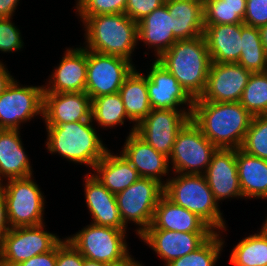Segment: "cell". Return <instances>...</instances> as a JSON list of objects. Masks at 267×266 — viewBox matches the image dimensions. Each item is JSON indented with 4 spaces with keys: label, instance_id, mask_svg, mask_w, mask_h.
<instances>
[{
    "label": "cell",
    "instance_id": "7c38bea8",
    "mask_svg": "<svg viewBox=\"0 0 267 266\" xmlns=\"http://www.w3.org/2000/svg\"><path fill=\"white\" fill-rule=\"evenodd\" d=\"M193 109H152L136 125L135 133L156 151L169 157L178 132L191 119Z\"/></svg>",
    "mask_w": 267,
    "mask_h": 266
},
{
    "label": "cell",
    "instance_id": "8fae6325",
    "mask_svg": "<svg viewBox=\"0 0 267 266\" xmlns=\"http://www.w3.org/2000/svg\"><path fill=\"white\" fill-rule=\"evenodd\" d=\"M43 86H23L14 79L0 95V129L20 130L22 123L43 116Z\"/></svg>",
    "mask_w": 267,
    "mask_h": 266
},
{
    "label": "cell",
    "instance_id": "8992f818",
    "mask_svg": "<svg viewBox=\"0 0 267 266\" xmlns=\"http://www.w3.org/2000/svg\"><path fill=\"white\" fill-rule=\"evenodd\" d=\"M126 231L90 223L66 239L86 259L121 266L132 259L125 240Z\"/></svg>",
    "mask_w": 267,
    "mask_h": 266
},
{
    "label": "cell",
    "instance_id": "ffe728a7",
    "mask_svg": "<svg viewBox=\"0 0 267 266\" xmlns=\"http://www.w3.org/2000/svg\"><path fill=\"white\" fill-rule=\"evenodd\" d=\"M120 153L130 162L142 178L157 180L163 186L162 177L169 174V157L156 151L135 132H129Z\"/></svg>",
    "mask_w": 267,
    "mask_h": 266
},
{
    "label": "cell",
    "instance_id": "9c48e42d",
    "mask_svg": "<svg viewBox=\"0 0 267 266\" xmlns=\"http://www.w3.org/2000/svg\"><path fill=\"white\" fill-rule=\"evenodd\" d=\"M164 194V186L157 180L139 178L125 190L117 193L116 200L120 218L127 228L129 221L139 227L140 236L152 223L155 208Z\"/></svg>",
    "mask_w": 267,
    "mask_h": 266
},
{
    "label": "cell",
    "instance_id": "d6a6232c",
    "mask_svg": "<svg viewBox=\"0 0 267 266\" xmlns=\"http://www.w3.org/2000/svg\"><path fill=\"white\" fill-rule=\"evenodd\" d=\"M246 0H203L204 25L243 23Z\"/></svg>",
    "mask_w": 267,
    "mask_h": 266
},
{
    "label": "cell",
    "instance_id": "bcb514c9",
    "mask_svg": "<svg viewBox=\"0 0 267 266\" xmlns=\"http://www.w3.org/2000/svg\"><path fill=\"white\" fill-rule=\"evenodd\" d=\"M259 30H260V35H261V41H262L264 48L267 52V24L260 27Z\"/></svg>",
    "mask_w": 267,
    "mask_h": 266
},
{
    "label": "cell",
    "instance_id": "74e56055",
    "mask_svg": "<svg viewBox=\"0 0 267 266\" xmlns=\"http://www.w3.org/2000/svg\"><path fill=\"white\" fill-rule=\"evenodd\" d=\"M11 18H0V51L3 53L18 52L24 46L20 30L12 23Z\"/></svg>",
    "mask_w": 267,
    "mask_h": 266
},
{
    "label": "cell",
    "instance_id": "1f68e13d",
    "mask_svg": "<svg viewBox=\"0 0 267 266\" xmlns=\"http://www.w3.org/2000/svg\"><path fill=\"white\" fill-rule=\"evenodd\" d=\"M91 119L98 127L113 128L124 125L125 119L133 122L126 113L119 93L98 96L91 100Z\"/></svg>",
    "mask_w": 267,
    "mask_h": 266
},
{
    "label": "cell",
    "instance_id": "f1b7e54d",
    "mask_svg": "<svg viewBox=\"0 0 267 266\" xmlns=\"http://www.w3.org/2000/svg\"><path fill=\"white\" fill-rule=\"evenodd\" d=\"M139 73L136 67L126 77L119 94L122 98L127 116L133 121L131 133L152 110L147 89V76Z\"/></svg>",
    "mask_w": 267,
    "mask_h": 266
},
{
    "label": "cell",
    "instance_id": "7a4b0ae2",
    "mask_svg": "<svg viewBox=\"0 0 267 266\" xmlns=\"http://www.w3.org/2000/svg\"><path fill=\"white\" fill-rule=\"evenodd\" d=\"M193 98L197 99L204 93L211 58L204 35L177 40L158 59Z\"/></svg>",
    "mask_w": 267,
    "mask_h": 266
},
{
    "label": "cell",
    "instance_id": "52a82bcc",
    "mask_svg": "<svg viewBox=\"0 0 267 266\" xmlns=\"http://www.w3.org/2000/svg\"><path fill=\"white\" fill-rule=\"evenodd\" d=\"M33 175L9 179L0 184L6 202L7 218L11 228L37 226L43 219L45 198Z\"/></svg>",
    "mask_w": 267,
    "mask_h": 266
},
{
    "label": "cell",
    "instance_id": "4dcf8cb0",
    "mask_svg": "<svg viewBox=\"0 0 267 266\" xmlns=\"http://www.w3.org/2000/svg\"><path fill=\"white\" fill-rule=\"evenodd\" d=\"M242 49L237 63L252 73L266 72L267 52L259 28L241 23Z\"/></svg>",
    "mask_w": 267,
    "mask_h": 266
},
{
    "label": "cell",
    "instance_id": "c3c4849f",
    "mask_svg": "<svg viewBox=\"0 0 267 266\" xmlns=\"http://www.w3.org/2000/svg\"><path fill=\"white\" fill-rule=\"evenodd\" d=\"M121 266H143V265L140 264L139 261H136L134 258H132V259L129 260L126 264L121 265Z\"/></svg>",
    "mask_w": 267,
    "mask_h": 266
},
{
    "label": "cell",
    "instance_id": "277c9868",
    "mask_svg": "<svg viewBox=\"0 0 267 266\" xmlns=\"http://www.w3.org/2000/svg\"><path fill=\"white\" fill-rule=\"evenodd\" d=\"M92 120L70 122L60 125H46V148L51 154H59L72 163L92 167L106 154Z\"/></svg>",
    "mask_w": 267,
    "mask_h": 266
},
{
    "label": "cell",
    "instance_id": "ac0fdd59",
    "mask_svg": "<svg viewBox=\"0 0 267 266\" xmlns=\"http://www.w3.org/2000/svg\"><path fill=\"white\" fill-rule=\"evenodd\" d=\"M64 55L55 69L44 93L85 92L87 80V49L82 47L66 48Z\"/></svg>",
    "mask_w": 267,
    "mask_h": 266
},
{
    "label": "cell",
    "instance_id": "b9f144b4",
    "mask_svg": "<svg viewBox=\"0 0 267 266\" xmlns=\"http://www.w3.org/2000/svg\"><path fill=\"white\" fill-rule=\"evenodd\" d=\"M17 266H56V246L51 251L33 256Z\"/></svg>",
    "mask_w": 267,
    "mask_h": 266
},
{
    "label": "cell",
    "instance_id": "7dc6e473",
    "mask_svg": "<svg viewBox=\"0 0 267 266\" xmlns=\"http://www.w3.org/2000/svg\"><path fill=\"white\" fill-rule=\"evenodd\" d=\"M83 266H111V265L84 258Z\"/></svg>",
    "mask_w": 267,
    "mask_h": 266
},
{
    "label": "cell",
    "instance_id": "30bf717a",
    "mask_svg": "<svg viewBox=\"0 0 267 266\" xmlns=\"http://www.w3.org/2000/svg\"><path fill=\"white\" fill-rule=\"evenodd\" d=\"M44 224L10 228L0 246V266H17L33 256L51 251L62 239L45 231Z\"/></svg>",
    "mask_w": 267,
    "mask_h": 266
},
{
    "label": "cell",
    "instance_id": "d590c367",
    "mask_svg": "<svg viewBox=\"0 0 267 266\" xmlns=\"http://www.w3.org/2000/svg\"><path fill=\"white\" fill-rule=\"evenodd\" d=\"M241 149L250 155L267 160V115L253 117Z\"/></svg>",
    "mask_w": 267,
    "mask_h": 266
},
{
    "label": "cell",
    "instance_id": "3957f363",
    "mask_svg": "<svg viewBox=\"0 0 267 266\" xmlns=\"http://www.w3.org/2000/svg\"><path fill=\"white\" fill-rule=\"evenodd\" d=\"M85 31V49L119 56L132 62L138 45V23L125 13L80 16Z\"/></svg>",
    "mask_w": 267,
    "mask_h": 266
},
{
    "label": "cell",
    "instance_id": "8d00e7d4",
    "mask_svg": "<svg viewBox=\"0 0 267 266\" xmlns=\"http://www.w3.org/2000/svg\"><path fill=\"white\" fill-rule=\"evenodd\" d=\"M127 0H77L78 16L124 13Z\"/></svg>",
    "mask_w": 267,
    "mask_h": 266
},
{
    "label": "cell",
    "instance_id": "d6986e66",
    "mask_svg": "<svg viewBox=\"0 0 267 266\" xmlns=\"http://www.w3.org/2000/svg\"><path fill=\"white\" fill-rule=\"evenodd\" d=\"M45 125H60L91 119V98L86 92L43 93Z\"/></svg>",
    "mask_w": 267,
    "mask_h": 266
},
{
    "label": "cell",
    "instance_id": "9a60e30c",
    "mask_svg": "<svg viewBox=\"0 0 267 266\" xmlns=\"http://www.w3.org/2000/svg\"><path fill=\"white\" fill-rule=\"evenodd\" d=\"M149 70L147 89L152 109H193L194 99L162 64L155 59Z\"/></svg>",
    "mask_w": 267,
    "mask_h": 266
},
{
    "label": "cell",
    "instance_id": "ab89813d",
    "mask_svg": "<svg viewBox=\"0 0 267 266\" xmlns=\"http://www.w3.org/2000/svg\"><path fill=\"white\" fill-rule=\"evenodd\" d=\"M243 23L260 28L267 24V0H246Z\"/></svg>",
    "mask_w": 267,
    "mask_h": 266
},
{
    "label": "cell",
    "instance_id": "e0dca14e",
    "mask_svg": "<svg viewBox=\"0 0 267 266\" xmlns=\"http://www.w3.org/2000/svg\"><path fill=\"white\" fill-rule=\"evenodd\" d=\"M203 175L217 202L229 198H243L236 149L218 148Z\"/></svg>",
    "mask_w": 267,
    "mask_h": 266
},
{
    "label": "cell",
    "instance_id": "ee69618b",
    "mask_svg": "<svg viewBox=\"0 0 267 266\" xmlns=\"http://www.w3.org/2000/svg\"><path fill=\"white\" fill-rule=\"evenodd\" d=\"M20 0H0V18H11Z\"/></svg>",
    "mask_w": 267,
    "mask_h": 266
},
{
    "label": "cell",
    "instance_id": "f6af8a7d",
    "mask_svg": "<svg viewBox=\"0 0 267 266\" xmlns=\"http://www.w3.org/2000/svg\"><path fill=\"white\" fill-rule=\"evenodd\" d=\"M6 65L0 61V95L7 89V87L12 83L14 77L10 74Z\"/></svg>",
    "mask_w": 267,
    "mask_h": 266
},
{
    "label": "cell",
    "instance_id": "44dd1931",
    "mask_svg": "<svg viewBox=\"0 0 267 266\" xmlns=\"http://www.w3.org/2000/svg\"><path fill=\"white\" fill-rule=\"evenodd\" d=\"M84 177V194L87 208L92 215L91 223L127 230L120 218L115 194L111 193L91 172Z\"/></svg>",
    "mask_w": 267,
    "mask_h": 266
},
{
    "label": "cell",
    "instance_id": "2e32d148",
    "mask_svg": "<svg viewBox=\"0 0 267 266\" xmlns=\"http://www.w3.org/2000/svg\"><path fill=\"white\" fill-rule=\"evenodd\" d=\"M213 234L146 229L139 238L164 260L166 266L171 261L195 251Z\"/></svg>",
    "mask_w": 267,
    "mask_h": 266
},
{
    "label": "cell",
    "instance_id": "cb8c5ba5",
    "mask_svg": "<svg viewBox=\"0 0 267 266\" xmlns=\"http://www.w3.org/2000/svg\"><path fill=\"white\" fill-rule=\"evenodd\" d=\"M19 134L20 130L0 129V184L3 179L7 181L33 175Z\"/></svg>",
    "mask_w": 267,
    "mask_h": 266
},
{
    "label": "cell",
    "instance_id": "e575fe53",
    "mask_svg": "<svg viewBox=\"0 0 267 266\" xmlns=\"http://www.w3.org/2000/svg\"><path fill=\"white\" fill-rule=\"evenodd\" d=\"M240 104L254 117L267 115V72L250 75Z\"/></svg>",
    "mask_w": 267,
    "mask_h": 266
},
{
    "label": "cell",
    "instance_id": "d4e9b609",
    "mask_svg": "<svg viewBox=\"0 0 267 266\" xmlns=\"http://www.w3.org/2000/svg\"><path fill=\"white\" fill-rule=\"evenodd\" d=\"M211 62L237 63L242 49L241 23L204 25Z\"/></svg>",
    "mask_w": 267,
    "mask_h": 266
},
{
    "label": "cell",
    "instance_id": "484cf974",
    "mask_svg": "<svg viewBox=\"0 0 267 266\" xmlns=\"http://www.w3.org/2000/svg\"><path fill=\"white\" fill-rule=\"evenodd\" d=\"M93 171L92 174L96 179L115 195L141 178L137 170L121 153L116 155L109 149L96 163Z\"/></svg>",
    "mask_w": 267,
    "mask_h": 266
},
{
    "label": "cell",
    "instance_id": "836d02e7",
    "mask_svg": "<svg viewBox=\"0 0 267 266\" xmlns=\"http://www.w3.org/2000/svg\"><path fill=\"white\" fill-rule=\"evenodd\" d=\"M220 232H215L190 254L177 258L166 266H215L224 246Z\"/></svg>",
    "mask_w": 267,
    "mask_h": 266
},
{
    "label": "cell",
    "instance_id": "7bdbcfd3",
    "mask_svg": "<svg viewBox=\"0 0 267 266\" xmlns=\"http://www.w3.org/2000/svg\"><path fill=\"white\" fill-rule=\"evenodd\" d=\"M10 225L7 218L6 202L3 196V192L0 189V246L3 242L5 235L10 230Z\"/></svg>",
    "mask_w": 267,
    "mask_h": 266
},
{
    "label": "cell",
    "instance_id": "f546056e",
    "mask_svg": "<svg viewBox=\"0 0 267 266\" xmlns=\"http://www.w3.org/2000/svg\"><path fill=\"white\" fill-rule=\"evenodd\" d=\"M245 237L234 246L229 263L234 266H267V229Z\"/></svg>",
    "mask_w": 267,
    "mask_h": 266
},
{
    "label": "cell",
    "instance_id": "5bb4252c",
    "mask_svg": "<svg viewBox=\"0 0 267 266\" xmlns=\"http://www.w3.org/2000/svg\"><path fill=\"white\" fill-rule=\"evenodd\" d=\"M251 74L239 63L211 62L205 91L194 101L240 102Z\"/></svg>",
    "mask_w": 267,
    "mask_h": 266
},
{
    "label": "cell",
    "instance_id": "4fadbf2b",
    "mask_svg": "<svg viewBox=\"0 0 267 266\" xmlns=\"http://www.w3.org/2000/svg\"><path fill=\"white\" fill-rule=\"evenodd\" d=\"M133 62L113 55L87 50V80L85 92L92 99L119 93L126 77L135 68Z\"/></svg>",
    "mask_w": 267,
    "mask_h": 266
},
{
    "label": "cell",
    "instance_id": "603a6c76",
    "mask_svg": "<svg viewBox=\"0 0 267 266\" xmlns=\"http://www.w3.org/2000/svg\"><path fill=\"white\" fill-rule=\"evenodd\" d=\"M138 41L154 49L158 59L176 41L175 18L169 14L166 5L155 9L138 22Z\"/></svg>",
    "mask_w": 267,
    "mask_h": 266
},
{
    "label": "cell",
    "instance_id": "7402d4cb",
    "mask_svg": "<svg viewBox=\"0 0 267 266\" xmlns=\"http://www.w3.org/2000/svg\"><path fill=\"white\" fill-rule=\"evenodd\" d=\"M147 229H164L188 233H215L198 215L175 204L164 194L158 201L152 223Z\"/></svg>",
    "mask_w": 267,
    "mask_h": 266
},
{
    "label": "cell",
    "instance_id": "ba28073f",
    "mask_svg": "<svg viewBox=\"0 0 267 266\" xmlns=\"http://www.w3.org/2000/svg\"><path fill=\"white\" fill-rule=\"evenodd\" d=\"M217 149L190 119L176 136L170 169L173 173L203 175Z\"/></svg>",
    "mask_w": 267,
    "mask_h": 266
},
{
    "label": "cell",
    "instance_id": "5b68a950",
    "mask_svg": "<svg viewBox=\"0 0 267 266\" xmlns=\"http://www.w3.org/2000/svg\"><path fill=\"white\" fill-rule=\"evenodd\" d=\"M164 195L180 207L198 215L215 232L227 231L219 203L204 175L175 173L174 177L166 179Z\"/></svg>",
    "mask_w": 267,
    "mask_h": 266
},
{
    "label": "cell",
    "instance_id": "4316f807",
    "mask_svg": "<svg viewBox=\"0 0 267 266\" xmlns=\"http://www.w3.org/2000/svg\"><path fill=\"white\" fill-rule=\"evenodd\" d=\"M237 170L243 199H267V160L236 149Z\"/></svg>",
    "mask_w": 267,
    "mask_h": 266
},
{
    "label": "cell",
    "instance_id": "f35d334b",
    "mask_svg": "<svg viewBox=\"0 0 267 266\" xmlns=\"http://www.w3.org/2000/svg\"><path fill=\"white\" fill-rule=\"evenodd\" d=\"M84 258L66 238L56 245V266H83Z\"/></svg>",
    "mask_w": 267,
    "mask_h": 266
},
{
    "label": "cell",
    "instance_id": "6da1fadb",
    "mask_svg": "<svg viewBox=\"0 0 267 266\" xmlns=\"http://www.w3.org/2000/svg\"><path fill=\"white\" fill-rule=\"evenodd\" d=\"M253 116L240 102L194 101L191 120L217 148H241Z\"/></svg>",
    "mask_w": 267,
    "mask_h": 266
},
{
    "label": "cell",
    "instance_id": "681fc988",
    "mask_svg": "<svg viewBox=\"0 0 267 266\" xmlns=\"http://www.w3.org/2000/svg\"><path fill=\"white\" fill-rule=\"evenodd\" d=\"M263 226L267 229V217L265 219V222L263 223Z\"/></svg>",
    "mask_w": 267,
    "mask_h": 266
},
{
    "label": "cell",
    "instance_id": "83f0119b",
    "mask_svg": "<svg viewBox=\"0 0 267 266\" xmlns=\"http://www.w3.org/2000/svg\"><path fill=\"white\" fill-rule=\"evenodd\" d=\"M175 18V38L191 39L204 34L203 0H165Z\"/></svg>",
    "mask_w": 267,
    "mask_h": 266
},
{
    "label": "cell",
    "instance_id": "60d3db41",
    "mask_svg": "<svg viewBox=\"0 0 267 266\" xmlns=\"http://www.w3.org/2000/svg\"><path fill=\"white\" fill-rule=\"evenodd\" d=\"M164 2L165 0H127L124 13L138 23L152 11L164 5Z\"/></svg>",
    "mask_w": 267,
    "mask_h": 266
}]
</instances>
